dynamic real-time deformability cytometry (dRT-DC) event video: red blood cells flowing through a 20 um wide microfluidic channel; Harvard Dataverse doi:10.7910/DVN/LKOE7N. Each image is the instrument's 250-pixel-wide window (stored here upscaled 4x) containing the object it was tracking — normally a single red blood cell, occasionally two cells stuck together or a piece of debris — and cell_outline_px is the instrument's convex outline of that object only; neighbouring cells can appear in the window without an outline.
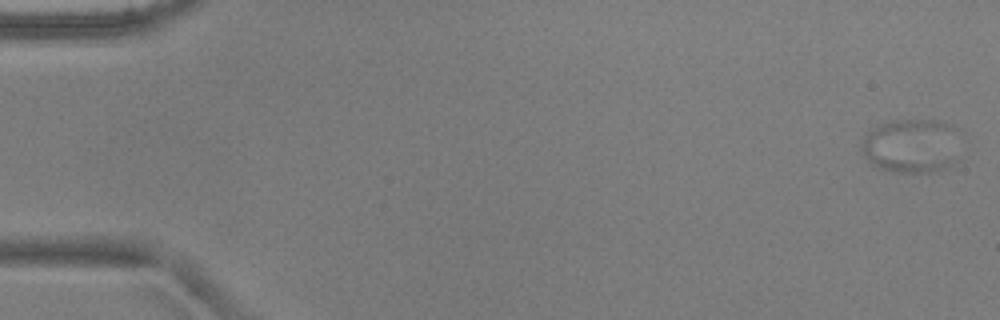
{"species": "common noctule bat (a hibernating species)", "species_latin": "Nyctalus noctula", "temperature_condition": "warm", "stored_images_in_passage": 5, "camera_frame_rate_fps": 3000, "um_per_image_px": 0.085, "animal": {"sex": "male", "body_mass_g": 17.9, "forearm_length_mm": 54.2}, "frame": {"image": 1, "passage_image": 1, "time_ms": 0.0, "image_size_px": [1000, 320], "cell_outline_px": [[956, 128], [948, 168], [932, 172], [896, 172], [880, 168], [868, 160], [860, 148], [860, 144], [868, 132], [872, 128], [880, 124], [892, 120], [940, 120], [952, 124]], "centroid_in_image_um": [77.36, 12.37], "position_along_channel_um": 7.6, "area_um2": 30.29}}
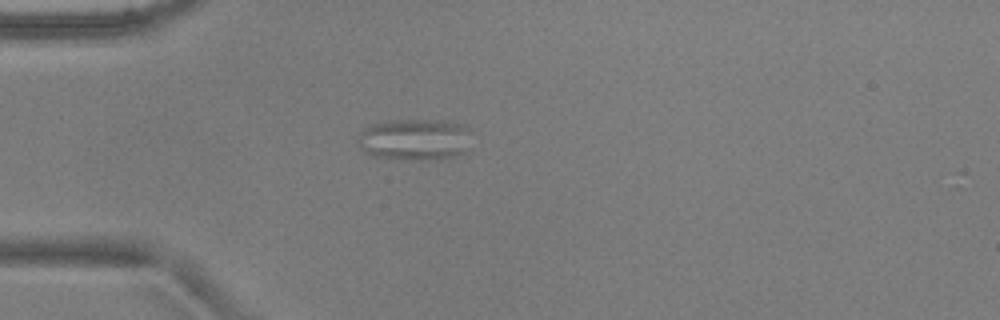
{"frame": {"image": 2, "passage_image": 4, "time_ms": 1.0, "image_size_px": [1000, 320], "cell_outline_px": [[468, 132], [464, 152], [440, 160], [400, 160], [368, 156], [360, 148], [356, 140], [360, 132], [372, 124], [388, 120], [440, 120], [464, 124], [468, 128]], "centroid_in_image_um": [35.16, 11.87], "position_along_channel_um": 49.8, "area_um2": 27.86}}